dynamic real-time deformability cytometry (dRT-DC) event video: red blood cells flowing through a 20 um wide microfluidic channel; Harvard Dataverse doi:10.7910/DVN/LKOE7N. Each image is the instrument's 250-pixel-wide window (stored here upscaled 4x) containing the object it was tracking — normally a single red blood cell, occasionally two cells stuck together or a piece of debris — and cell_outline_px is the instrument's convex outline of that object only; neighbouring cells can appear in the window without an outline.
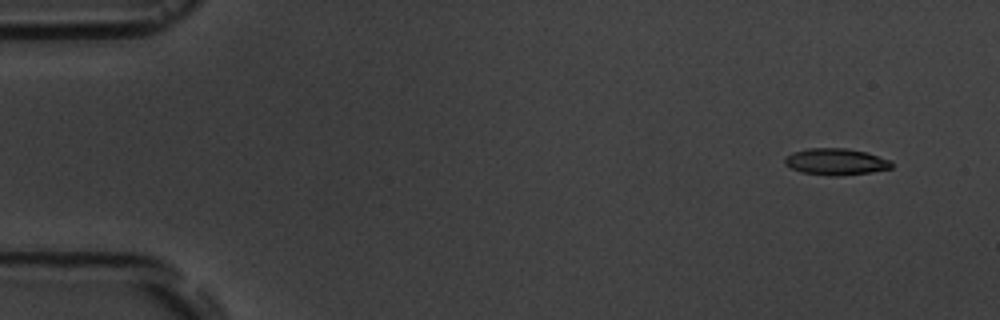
{"species": "common noctule bat (a hibernating species)", "species_latin": "Nyctalus noctula", "temperature_condition": "room temperature", "stored_images_in_passage": 17, "camera_frame_rate_fps": 3000, "um_per_image_px": 0.085, "animal": {"sex": "male", "body_mass_g": 19.5, "forearm_length_mm": 54.6}, "frame": {"image": 1, "passage_image": 2, "time_ms": 1.0, "image_size_px": [1000, 320], "cell_outline_px": [[892, 168], [872, 172], [836, 176], [832, 176], [800, 172], [784, 164], [784, 160], [792, 152], [808, 148], [844, 148], [864, 152], [892, 160]], "centroid_in_image_um": [71.05, 13.75], "position_along_channel_um": 14.0, "area_um2": 16.47}}
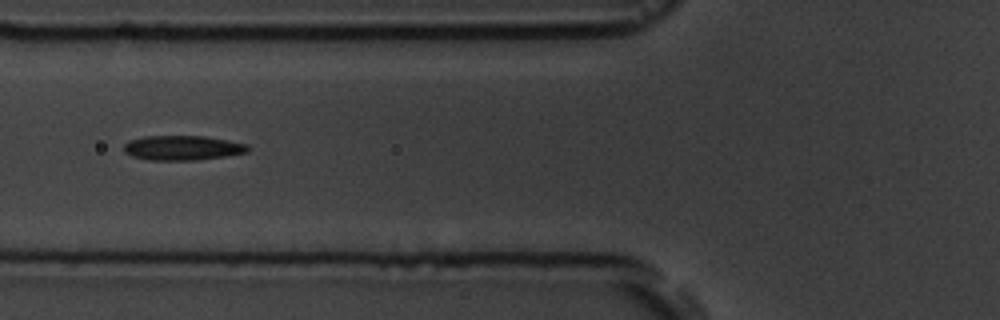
{"frame": {"image": 2, "passage_image": 7, "time_ms": 6.667, "image_size_px": [1000, 320], "cell_outline_px": [[248, 152], [224, 156], [196, 160], [148, 160], [132, 156], [124, 152], [124, 144], [128, 140], [144, 136], [204, 136], [228, 140], [248, 144]], "centroid_in_image_um": [15.48, 12.56], "position_along_channel_um": 110.3, "area_um2": 17.86}}
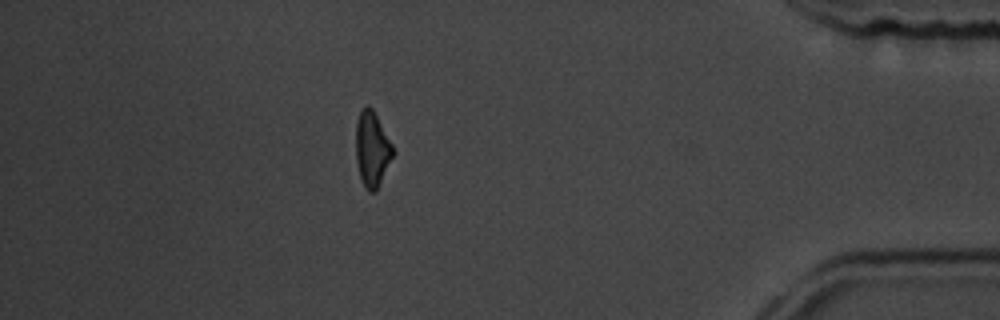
{"frame": {"image": 3, "passage_image": 15, "time_ms": 15.667, "image_size_px": [1000, 320], "cell_outline_px": [[396, 152], [376, 192], [368, 192], [364, 188], [360, 180], [356, 160], [356, 124], [360, 112], [368, 104], [372, 108], [392, 144]], "centroid_in_image_um": [31.64, 12.74], "position_along_channel_um": 403.6, "area_um2": 16.47}, "authors_computed_cell_mechanics": {"area_um2": 16.8198, "velocity_mm_per_s": 3.751, "shape_relaxation_time_tau1_ms": 7.1857, "shape_relaxation_time_tau2_ms": null, "deformation_change_tau1": 0.159, "deformation_change_tau2": null}}